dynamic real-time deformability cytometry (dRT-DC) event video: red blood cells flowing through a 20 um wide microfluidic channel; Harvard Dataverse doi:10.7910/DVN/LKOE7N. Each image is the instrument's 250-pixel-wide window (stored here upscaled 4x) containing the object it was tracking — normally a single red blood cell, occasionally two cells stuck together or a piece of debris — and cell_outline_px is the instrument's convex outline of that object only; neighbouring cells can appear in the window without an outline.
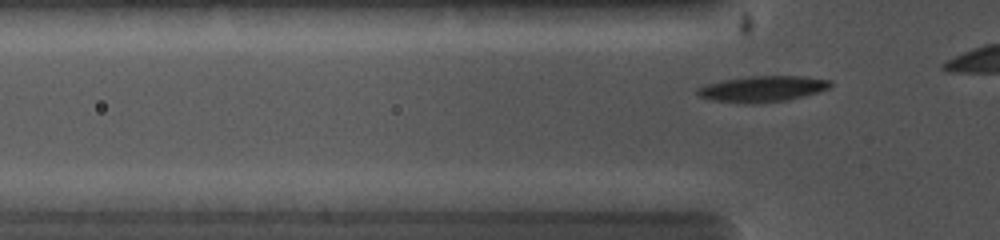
{"species": "common noctule bat (a hibernating species)", "species_latin": "Nyctalus noctula", "temperature_condition": "cold", "stored_images_in_passage": 51, "camera_frame_rate_fps": 5000, "um_per_image_px": 0.085, "animal": {"sex": "female", "body_mass_g": 19.0, "forearm_length_mm": 56.7}, "frame": {"image": 1, "passage_image": 5, "time_ms": 0.6, "image_size_px": [1000, 240], "cell_outline_px": [[832, 84], [828, 88], [816, 92], [788, 100], [752, 104], [712, 100], [700, 96], [696, 92], [696, 88], [708, 84], [724, 80], [748, 76], [800, 76], [832, 80]], "centroid_in_image_um": [64.8, 7.55], "position_along_channel_um": 61.0, "area_um2": 19.88}}
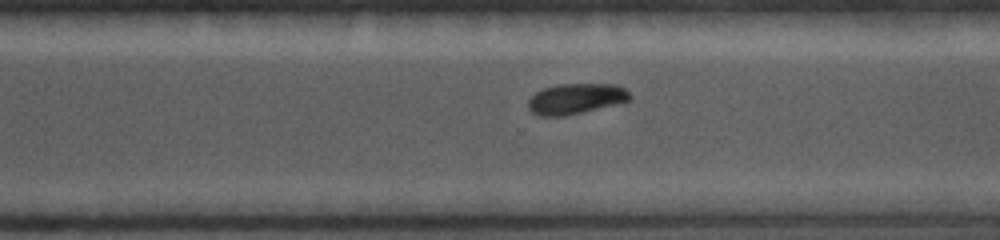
{"frame": {"image": 2, "passage_image": 38, "time_ms": 6.4, "image_size_px": [1000, 240], "cell_outline_px": [[632, 96], [628, 100], [564, 116], [540, 116], [532, 112], [528, 108], [528, 100], [536, 92], [544, 88], [560, 84], [616, 84], [624, 88]], "centroid_in_image_um": [48.9, 8.38], "position_along_channel_um": 321.7, "area_um2": 17.69}}
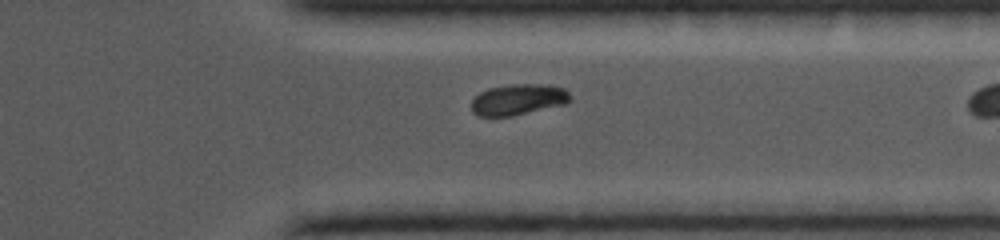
{"frame": {"image": 3, "passage_image": 45, "time_ms": 7.4, "image_size_px": [1000, 240], "cell_outline_px": [[572, 100], [564, 104], [512, 116], [476, 116], [472, 112], [472, 100], [480, 92], [488, 88], [512, 84], [548, 84], [564, 88], [572, 96]], "centroid_in_image_um": [44.06, 8.45], "position_along_channel_um": 367.3, "area_um2": 17.92}}